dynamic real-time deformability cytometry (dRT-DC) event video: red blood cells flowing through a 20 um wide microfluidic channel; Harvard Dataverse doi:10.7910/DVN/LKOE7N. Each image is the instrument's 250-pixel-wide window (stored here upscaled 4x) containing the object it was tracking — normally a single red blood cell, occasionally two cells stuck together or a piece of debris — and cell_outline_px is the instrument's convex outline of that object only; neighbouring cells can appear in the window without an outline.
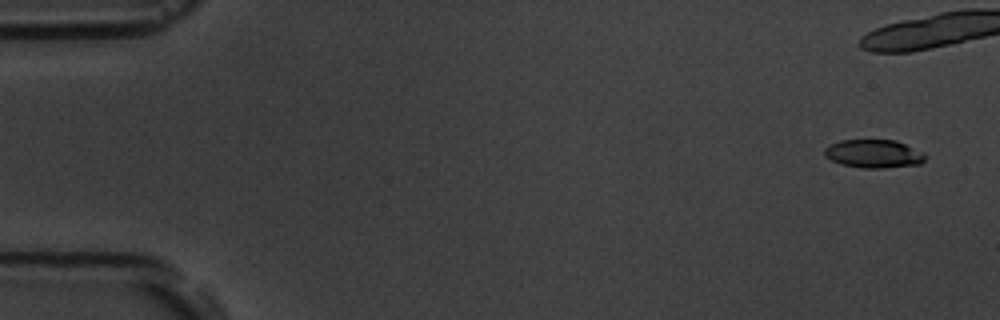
{"species": "common noctule bat (a hibernating species)", "species_latin": "Nyctalus noctula", "temperature_condition": "room temperature", "stored_images_in_passage": 8, "camera_frame_rate_fps": 3000, "um_per_image_px": 0.085, "animal": {"sex": "male", "body_mass_g": 19.5, "forearm_length_mm": 54.6}, "frame": {"image": 1, "passage_image": 1, "time_ms": 0.0, "image_size_px": [1000, 320], "cell_outline_px": [[924, 160], [920, 164], [884, 168], [864, 168], [840, 164], [824, 156], [824, 148], [840, 140], [896, 140], [924, 152]], "centroid_in_image_um": [74.26, 13.07], "position_along_channel_um": 10.7, "area_um2": 16.59}}